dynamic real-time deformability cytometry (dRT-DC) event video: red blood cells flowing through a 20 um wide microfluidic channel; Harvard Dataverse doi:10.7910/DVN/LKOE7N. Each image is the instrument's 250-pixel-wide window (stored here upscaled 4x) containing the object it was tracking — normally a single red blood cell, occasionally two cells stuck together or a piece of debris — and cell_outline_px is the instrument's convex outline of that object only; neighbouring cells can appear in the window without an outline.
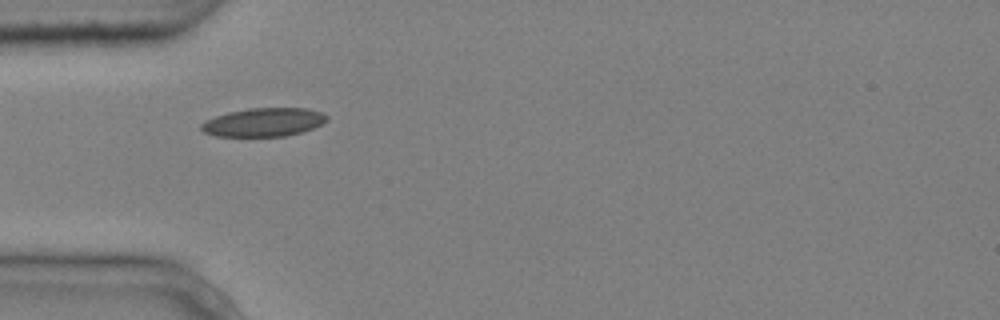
{"species": "common noctule bat (a hibernating species)", "species_latin": "Nyctalus noctula", "temperature_condition": "cold", "stored_images_in_passage": 8, "camera_frame_rate_fps": 3000, "um_per_image_px": 0.085, "animal": {"sex": "male", "body_mass_g": 20.4}, "frame": {"image": 1, "passage_image": 5, "time_ms": 1.333, "image_size_px": [1000, 320], "cell_outline_px": [[328, 120], [312, 128], [300, 132], [284, 136], [216, 136], [204, 132], [200, 128], [200, 124], [204, 120], [228, 112], [248, 108], [308, 108], [320, 112], [328, 116]], "centroid_in_image_um": [22.38, 10.38], "position_along_channel_um": 62.6, "area_um2": 20.81}}
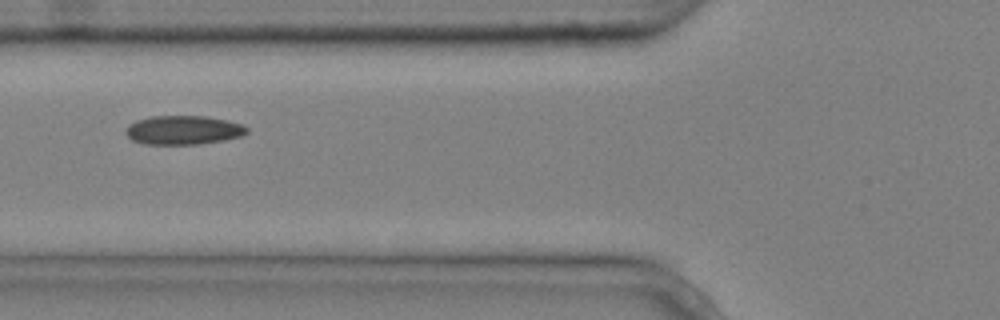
{"frame": {"image": 2, "passage_image": 6, "time_ms": 1.667, "image_size_px": [1000, 320], "cell_outline_px": [[248, 132], [240, 136], [224, 140], [200, 144], [144, 144], [132, 140], [124, 132], [128, 124], [136, 120], [152, 116], [204, 116], [244, 124], [248, 128]], "centroid_in_image_um": [15.56, 11.06], "position_along_channel_um": 110.2, "area_um2": 20.46}}